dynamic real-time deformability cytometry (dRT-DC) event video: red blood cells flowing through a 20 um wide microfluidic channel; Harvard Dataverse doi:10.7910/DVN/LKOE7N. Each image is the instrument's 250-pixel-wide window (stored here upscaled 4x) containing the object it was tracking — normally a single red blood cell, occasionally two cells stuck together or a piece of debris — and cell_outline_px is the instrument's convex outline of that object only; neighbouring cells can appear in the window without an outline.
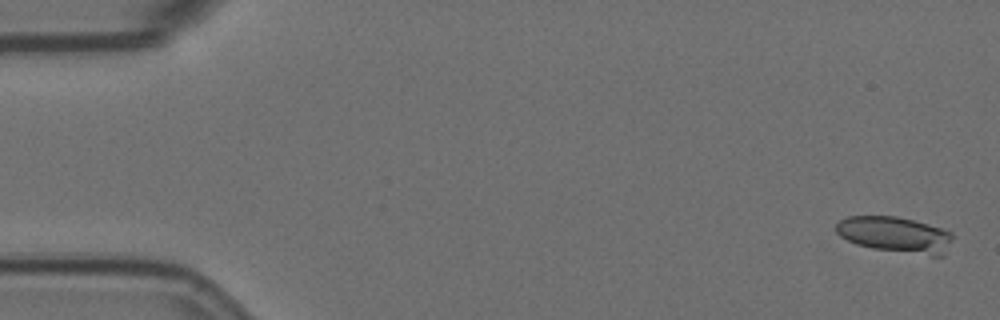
{"species": "Egyptian fruit bat (a non-hibernating species)", "species_latin": "Rousettus aegyptiacus", "temperature_condition": "room temperature", "stored_images_in_passage": 18, "camera_frame_rate_fps": 3000, "um_per_image_px": 0.085, "animal": {"sex": "female"}, "frame": {"image": 1, "passage_image": 2, "time_ms": 0.333, "image_size_px": [1000, 320], "cell_outline_px": [[952, 240], [944, 256], [932, 256], [872, 248], [856, 244], [840, 236], [836, 232], [836, 224], [840, 220], [848, 216], [896, 216], [928, 224], [952, 232]], "centroid_in_image_um": [76.1, 19.95], "position_along_channel_um": 8.9, "area_um2": 24.39}}
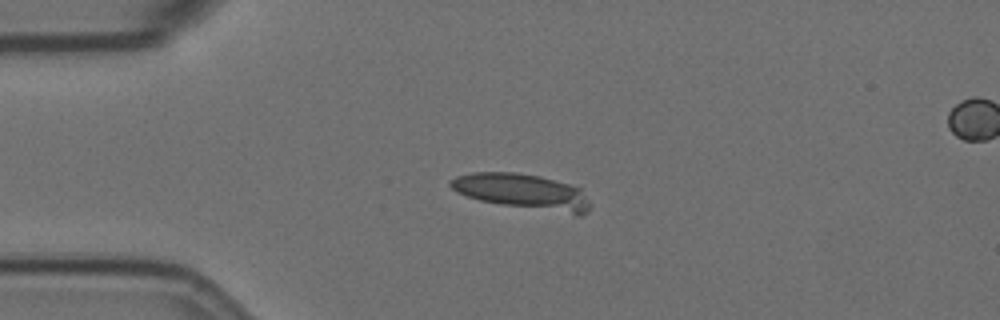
{"frame": {"image": 2, "passage_image": 14, "time_ms": 4.333, "image_size_px": [1000, 320], "cell_outline_px": [[592, 204], [588, 212], [580, 216], [576, 216], [500, 204], [480, 200], [456, 192], [448, 184], [448, 180], [456, 176], [472, 172], [516, 172], [540, 176], [568, 184], [580, 188]], "centroid_in_image_um": [44.44, 16.3], "position_along_channel_um": 40.6, "area_um2": 29.19}}